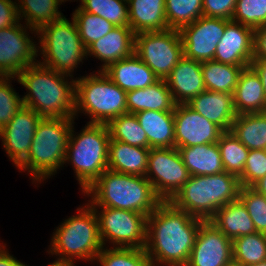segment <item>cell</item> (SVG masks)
Masks as SVG:
<instances>
[{"instance_id":"6da1fadb","label":"cell","mask_w":266,"mask_h":266,"mask_svg":"<svg viewBox=\"0 0 266 266\" xmlns=\"http://www.w3.org/2000/svg\"><path fill=\"white\" fill-rule=\"evenodd\" d=\"M203 221L174 207L169 201H162L147 216L144 249L152 263L186 266Z\"/></svg>"},{"instance_id":"ac0fdd59","label":"cell","mask_w":266,"mask_h":266,"mask_svg":"<svg viewBox=\"0 0 266 266\" xmlns=\"http://www.w3.org/2000/svg\"><path fill=\"white\" fill-rule=\"evenodd\" d=\"M253 35L252 28L230 20L217 44L213 60L244 68L250 66L253 59Z\"/></svg>"},{"instance_id":"60d3db41","label":"cell","mask_w":266,"mask_h":266,"mask_svg":"<svg viewBox=\"0 0 266 266\" xmlns=\"http://www.w3.org/2000/svg\"><path fill=\"white\" fill-rule=\"evenodd\" d=\"M239 199L245 205L256 231L266 234V197L252 187H241Z\"/></svg>"},{"instance_id":"b9f144b4","label":"cell","mask_w":266,"mask_h":266,"mask_svg":"<svg viewBox=\"0 0 266 266\" xmlns=\"http://www.w3.org/2000/svg\"><path fill=\"white\" fill-rule=\"evenodd\" d=\"M6 78V79H5ZM14 76H0V130L8 124L13 116L24 106L23 99L8 84Z\"/></svg>"},{"instance_id":"4316f807","label":"cell","mask_w":266,"mask_h":266,"mask_svg":"<svg viewBox=\"0 0 266 266\" xmlns=\"http://www.w3.org/2000/svg\"><path fill=\"white\" fill-rule=\"evenodd\" d=\"M144 129L150 148L175 147L174 111H148L135 113Z\"/></svg>"},{"instance_id":"d6986e66","label":"cell","mask_w":266,"mask_h":266,"mask_svg":"<svg viewBox=\"0 0 266 266\" xmlns=\"http://www.w3.org/2000/svg\"><path fill=\"white\" fill-rule=\"evenodd\" d=\"M202 62L183 57L165 79L175 104H187L205 91Z\"/></svg>"},{"instance_id":"277c9868","label":"cell","mask_w":266,"mask_h":266,"mask_svg":"<svg viewBox=\"0 0 266 266\" xmlns=\"http://www.w3.org/2000/svg\"><path fill=\"white\" fill-rule=\"evenodd\" d=\"M240 188L239 178L226 171L190 176L169 202L194 217L208 221L219 208L239 198Z\"/></svg>"},{"instance_id":"7402d4cb","label":"cell","mask_w":266,"mask_h":266,"mask_svg":"<svg viewBox=\"0 0 266 266\" xmlns=\"http://www.w3.org/2000/svg\"><path fill=\"white\" fill-rule=\"evenodd\" d=\"M135 33L130 26H116L108 34L93 42L86 48V53H91L105 62L103 71L111 63L127 58L134 53Z\"/></svg>"},{"instance_id":"f546056e","label":"cell","mask_w":266,"mask_h":266,"mask_svg":"<svg viewBox=\"0 0 266 266\" xmlns=\"http://www.w3.org/2000/svg\"><path fill=\"white\" fill-rule=\"evenodd\" d=\"M230 132L249 150L266 148V112L244 113L235 117Z\"/></svg>"},{"instance_id":"484cf974","label":"cell","mask_w":266,"mask_h":266,"mask_svg":"<svg viewBox=\"0 0 266 266\" xmlns=\"http://www.w3.org/2000/svg\"><path fill=\"white\" fill-rule=\"evenodd\" d=\"M127 113L135 114L148 111H174L175 102L166 80H159L144 89H135L126 93Z\"/></svg>"},{"instance_id":"1f68e13d","label":"cell","mask_w":266,"mask_h":266,"mask_svg":"<svg viewBox=\"0 0 266 266\" xmlns=\"http://www.w3.org/2000/svg\"><path fill=\"white\" fill-rule=\"evenodd\" d=\"M233 263L253 266L266 260V234L256 232L232 240Z\"/></svg>"},{"instance_id":"74e56055","label":"cell","mask_w":266,"mask_h":266,"mask_svg":"<svg viewBox=\"0 0 266 266\" xmlns=\"http://www.w3.org/2000/svg\"><path fill=\"white\" fill-rule=\"evenodd\" d=\"M80 9L105 18L115 26H129L127 0H81ZM124 2V3H123Z\"/></svg>"},{"instance_id":"7c38bea8","label":"cell","mask_w":266,"mask_h":266,"mask_svg":"<svg viewBox=\"0 0 266 266\" xmlns=\"http://www.w3.org/2000/svg\"><path fill=\"white\" fill-rule=\"evenodd\" d=\"M97 215L102 245L105 237L122 248H141L146 245L147 215L135 211L102 207Z\"/></svg>"},{"instance_id":"7bdbcfd3","label":"cell","mask_w":266,"mask_h":266,"mask_svg":"<svg viewBox=\"0 0 266 266\" xmlns=\"http://www.w3.org/2000/svg\"><path fill=\"white\" fill-rule=\"evenodd\" d=\"M266 176L265 150H249L242 175L239 177L241 187H252Z\"/></svg>"},{"instance_id":"8992f818","label":"cell","mask_w":266,"mask_h":266,"mask_svg":"<svg viewBox=\"0 0 266 266\" xmlns=\"http://www.w3.org/2000/svg\"><path fill=\"white\" fill-rule=\"evenodd\" d=\"M72 132L65 161H72L84 192L108 169L110 131L107 124L89 123L76 138Z\"/></svg>"},{"instance_id":"ffe728a7","label":"cell","mask_w":266,"mask_h":266,"mask_svg":"<svg viewBox=\"0 0 266 266\" xmlns=\"http://www.w3.org/2000/svg\"><path fill=\"white\" fill-rule=\"evenodd\" d=\"M103 72L126 92L144 89L160 80L135 53L111 63Z\"/></svg>"},{"instance_id":"4fadbf2b","label":"cell","mask_w":266,"mask_h":266,"mask_svg":"<svg viewBox=\"0 0 266 266\" xmlns=\"http://www.w3.org/2000/svg\"><path fill=\"white\" fill-rule=\"evenodd\" d=\"M230 20L201 16L179 32L183 43L184 57L204 62L213 60L217 44L224 35Z\"/></svg>"},{"instance_id":"2e32d148","label":"cell","mask_w":266,"mask_h":266,"mask_svg":"<svg viewBox=\"0 0 266 266\" xmlns=\"http://www.w3.org/2000/svg\"><path fill=\"white\" fill-rule=\"evenodd\" d=\"M175 147H191L217 143L224 132L218 125L209 121L187 104L174 107Z\"/></svg>"},{"instance_id":"f35d334b","label":"cell","mask_w":266,"mask_h":266,"mask_svg":"<svg viewBox=\"0 0 266 266\" xmlns=\"http://www.w3.org/2000/svg\"><path fill=\"white\" fill-rule=\"evenodd\" d=\"M102 266H154L145 249L114 247L97 255Z\"/></svg>"},{"instance_id":"e575fe53","label":"cell","mask_w":266,"mask_h":266,"mask_svg":"<svg viewBox=\"0 0 266 266\" xmlns=\"http://www.w3.org/2000/svg\"><path fill=\"white\" fill-rule=\"evenodd\" d=\"M217 145L220 150L224 170L239 178L243 173L249 149L230 131H224L221 134Z\"/></svg>"},{"instance_id":"ba28073f","label":"cell","mask_w":266,"mask_h":266,"mask_svg":"<svg viewBox=\"0 0 266 266\" xmlns=\"http://www.w3.org/2000/svg\"><path fill=\"white\" fill-rule=\"evenodd\" d=\"M82 210V211H81ZM79 209V214L65 220L52 238V254L73 263L72 257L94 260L103 248L99 235L96 206ZM94 258V259H93Z\"/></svg>"},{"instance_id":"d6a6232c","label":"cell","mask_w":266,"mask_h":266,"mask_svg":"<svg viewBox=\"0 0 266 266\" xmlns=\"http://www.w3.org/2000/svg\"><path fill=\"white\" fill-rule=\"evenodd\" d=\"M59 2L61 0H21L19 8H17L18 17H21L23 13L27 21V26L32 31L36 32L44 25L49 24L52 21L63 18L60 12H58ZM22 9V10H21Z\"/></svg>"},{"instance_id":"d590c367","label":"cell","mask_w":266,"mask_h":266,"mask_svg":"<svg viewBox=\"0 0 266 266\" xmlns=\"http://www.w3.org/2000/svg\"><path fill=\"white\" fill-rule=\"evenodd\" d=\"M203 0H165L169 29L180 30L203 16Z\"/></svg>"},{"instance_id":"f6af8a7d","label":"cell","mask_w":266,"mask_h":266,"mask_svg":"<svg viewBox=\"0 0 266 266\" xmlns=\"http://www.w3.org/2000/svg\"><path fill=\"white\" fill-rule=\"evenodd\" d=\"M11 0H0V30L14 26L20 19L17 4Z\"/></svg>"},{"instance_id":"8d00e7d4","label":"cell","mask_w":266,"mask_h":266,"mask_svg":"<svg viewBox=\"0 0 266 266\" xmlns=\"http://www.w3.org/2000/svg\"><path fill=\"white\" fill-rule=\"evenodd\" d=\"M72 18L75 21L79 36L85 48L116 27L105 18L85 12L80 8L75 10Z\"/></svg>"},{"instance_id":"836d02e7","label":"cell","mask_w":266,"mask_h":266,"mask_svg":"<svg viewBox=\"0 0 266 266\" xmlns=\"http://www.w3.org/2000/svg\"><path fill=\"white\" fill-rule=\"evenodd\" d=\"M110 138L131 146L150 149L147 135L135 114L126 113L113 118L108 124Z\"/></svg>"},{"instance_id":"f1b7e54d","label":"cell","mask_w":266,"mask_h":266,"mask_svg":"<svg viewBox=\"0 0 266 266\" xmlns=\"http://www.w3.org/2000/svg\"><path fill=\"white\" fill-rule=\"evenodd\" d=\"M190 176L221 173L224 170L217 143L178 148Z\"/></svg>"},{"instance_id":"ee69618b","label":"cell","mask_w":266,"mask_h":266,"mask_svg":"<svg viewBox=\"0 0 266 266\" xmlns=\"http://www.w3.org/2000/svg\"><path fill=\"white\" fill-rule=\"evenodd\" d=\"M237 0H203V16L232 20Z\"/></svg>"},{"instance_id":"4dcf8cb0","label":"cell","mask_w":266,"mask_h":266,"mask_svg":"<svg viewBox=\"0 0 266 266\" xmlns=\"http://www.w3.org/2000/svg\"><path fill=\"white\" fill-rule=\"evenodd\" d=\"M243 68L214 60L202 62L205 89L233 94Z\"/></svg>"},{"instance_id":"d4e9b609","label":"cell","mask_w":266,"mask_h":266,"mask_svg":"<svg viewBox=\"0 0 266 266\" xmlns=\"http://www.w3.org/2000/svg\"><path fill=\"white\" fill-rule=\"evenodd\" d=\"M129 26L135 34L169 29L165 0H127Z\"/></svg>"},{"instance_id":"3957f363","label":"cell","mask_w":266,"mask_h":266,"mask_svg":"<svg viewBox=\"0 0 266 266\" xmlns=\"http://www.w3.org/2000/svg\"><path fill=\"white\" fill-rule=\"evenodd\" d=\"M84 193H93L91 206L135 211L147 216L162 202L145 176L108 169Z\"/></svg>"},{"instance_id":"681fc988","label":"cell","mask_w":266,"mask_h":266,"mask_svg":"<svg viewBox=\"0 0 266 266\" xmlns=\"http://www.w3.org/2000/svg\"><path fill=\"white\" fill-rule=\"evenodd\" d=\"M253 189H255L260 194H263L266 197V176L261 178L259 181H257L253 186Z\"/></svg>"},{"instance_id":"f907efd6","label":"cell","mask_w":266,"mask_h":266,"mask_svg":"<svg viewBox=\"0 0 266 266\" xmlns=\"http://www.w3.org/2000/svg\"><path fill=\"white\" fill-rule=\"evenodd\" d=\"M49 266H74L73 263L64 261V260H57L54 263L50 264Z\"/></svg>"},{"instance_id":"83f0119b","label":"cell","mask_w":266,"mask_h":266,"mask_svg":"<svg viewBox=\"0 0 266 266\" xmlns=\"http://www.w3.org/2000/svg\"><path fill=\"white\" fill-rule=\"evenodd\" d=\"M209 221L231 240L257 232L239 198L219 208Z\"/></svg>"},{"instance_id":"5b68a950","label":"cell","mask_w":266,"mask_h":266,"mask_svg":"<svg viewBox=\"0 0 266 266\" xmlns=\"http://www.w3.org/2000/svg\"><path fill=\"white\" fill-rule=\"evenodd\" d=\"M72 118L42 117L36 126L28 158L19 169H30L33 179L51 176L65 162Z\"/></svg>"},{"instance_id":"cb8c5ba5","label":"cell","mask_w":266,"mask_h":266,"mask_svg":"<svg viewBox=\"0 0 266 266\" xmlns=\"http://www.w3.org/2000/svg\"><path fill=\"white\" fill-rule=\"evenodd\" d=\"M150 149L131 146L110 138L108 146V170L145 176Z\"/></svg>"},{"instance_id":"9c48e42d","label":"cell","mask_w":266,"mask_h":266,"mask_svg":"<svg viewBox=\"0 0 266 266\" xmlns=\"http://www.w3.org/2000/svg\"><path fill=\"white\" fill-rule=\"evenodd\" d=\"M36 33L42 35L40 43L45 61L41 65L58 73L71 76L78 62L88 55L74 20L71 23L65 17L60 18L42 26Z\"/></svg>"},{"instance_id":"e0dca14e","label":"cell","mask_w":266,"mask_h":266,"mask_svg":"<svg viewBox=\"0 0 266 266\" xmlns=\"http://www.w3.org/2000/svg\"><path fill=\"white\" fill-rule=\"evenodd\" d=\"M41 119L34 110L23 106L0 130L4 148L17 167L28 158L36 126Z\"/></svg>"},{"instance_id":"f5cc1de1","label":"cell","mask_w":266,"mask_h":266,"mask_svg":"<svg viewBox=\"0 0 266 266\" xmlns=\"http://www.w3.org/2000/svg\"><path fill=\"white\" fill-rule=\"evenodd\" d=\"M229 266H239V265L232 263V264H231V265H229Z\"/></svg>"},{"instance_id":"7dc6e473","label":"cell","mask_w":266,"mask_h":266,"mask_svg":"<svg viewBox=\"0 0 266 266\" xmlns=\"http://www.w3.org/2000/svg\"><path fill=\"white\" fill-rule=\"evenodd\" d=\"M250 66L260 77L266 95V59H252Z\"/></svg>"},{"instance_id":"c3c4849f","label":"cell","mask_w":266,"mask_h":266,"mask_svg":"<svg viewBox=\"0 0 266 266\" xmlns=\"http://www.w3.org/2000/svg\"><path fill=\"white\" fill-rule=\"evenodd\" d=\"M0 266H26L0 248Z\"/></svg>"},{"instance_id":"7a4b0ae2","label":"cell","mask_w":266,"mask_h":266,"mask_svg":"<svg viewBox=\"0 0 266 266\" xmlns=\"http://www.w3.org/2000/svg\"><path fill=\"white\" fill-rule=\"evenodd\" d=\"M65 75L41 63L26 67L17 75V80L31 92L22 98L24 106L41 117L74 118L75 80L68 84Z\"/></svg>"},{"instance_id":"5bb4252c","label":"cell","mask_w":266,"mask_h":266,"mask_svg":"<svg viewBox=\"0 0 266 266\" xmlns=\"http://www.w3.org/2000/svg\"><path fill=\"white\" fill-rule=\"evenodd\" d=\"M19 21L0 30V76H15L34 62L35 44L28 38Z\"/></svg>"},{"instance_id":"9a60e30c","label":"cell","mask_w":266,"mask_h":266,"mask_svg":"<svg viewBox=\"0 0 266 266\" xmlns=\"http://www.w3.org/2000/svg\"><path fill=\"white\" fill-rule=\"evenodd\" d=\"M232 263V240L209 220L203 221L186 266H229Z\"/></svg>"},{"instance_id":"30bf717a","label":"cell","mask_w":266,"mask_h":266,"mask_svg":"<svg viewBox=\"0 0 266 266\" xmlns=\"http://www.w3.org/2000/svg\"><path fill=\"white\" fill-rule=\"evenodd\" d=\"M134 53L160 80H165L184 57L181 34L177 29L135 34Z\"/></svg>"},{"instance_id":"603a6c76","label":"cell","mask_w":266,"mask_h":266,"mask_svg":"<svg viewBox=\"0 0 266 266\" xmlns=\"http://www.w3.org/2000/svg\"><path fill=\"white\" fill-rule=\"evenodd\" d=\"M237 115L266 112V95L260 77L251 66L243 68L233 93Z\"/></svg>"},{"instance_id":"52a82bcc","label":"cell","mask_w":266,"mask_h":266,"mask_svg":"<svg viewBox=\"0 0 266 266\" xmlns=\"http://www.w3.org/2000/svg\"><path fill=\"white\" fill-rule=\"evenodd\" d=\"M75 80V115L80 107L91 115L88 123L108 124L127 113L126 91L116 85L103 71Z\"/></svg>"},{"instance_id":"ab89813d","label":"cell","mask_w":266,"mask_h":266,"mask_svg":"<svg viewBox=\"0 0 266 266\" xmlns=\"http://www.w3.org/2000/svg\"><path fill=\"white\" fill-rule=\"evenodd\" d=\"M232 20L253 30L266 25V0H237Z\"/></svg>"},{"instance_id":"bcb514c9","label":"cell","mask_w":266,"mask_h":266,"mask_svg":"<svg viewBox=\"0 0 266 266\" xmlns=\"http://www.w3.org/2000/svg\"><path fill=\"white\" fill-rule=\"evenodd\" d=\"M253 59H266V25L254 29Z\"/></svg>"},{"instance_id":"44dd1931","label":"cell","mask_w":266,"mask_h":266,"mask_svg":"<svg viewBox=\"0 0 266 266\" xmlns=\"http://www.w3.org/2000/svg\"><path fill=\"white\" fill-rule=\"evenodd\" d=\"M187 105L223 131H230L237 116L233 94L205 90L192 98Z\"/></svg>"},{"instance_id":"8fae6325","label":"cell","mask_w":266,"mask_h":266,"mask_svg":"<svg viewBox=\"0 0 266 266\" xmlns=\"http://www.w3.org/2000/svg\"><path fill=\"white\" fill-rule=\"evenodd\" d=\"M151 175L156 177L151 178ZM145 177L156 195L162 201H169L188 181L190 174L176 147L150 148Z\"/></svg>"},{"instance_id":"816d5d0a","label":"cell","mask_w":266,"mask_h":266,"mask_svg":"<svg viewBox=\"0 0 266 266\" xmlns=\"http://www.w3.org/2000/svg\"><path fill=\"white\" fill-rule=\"evenodd\" d=\"M253 266H266V260L265 261H262L260 262L259 264L257 265H253Z\"/></svg>"}]
</instances>
